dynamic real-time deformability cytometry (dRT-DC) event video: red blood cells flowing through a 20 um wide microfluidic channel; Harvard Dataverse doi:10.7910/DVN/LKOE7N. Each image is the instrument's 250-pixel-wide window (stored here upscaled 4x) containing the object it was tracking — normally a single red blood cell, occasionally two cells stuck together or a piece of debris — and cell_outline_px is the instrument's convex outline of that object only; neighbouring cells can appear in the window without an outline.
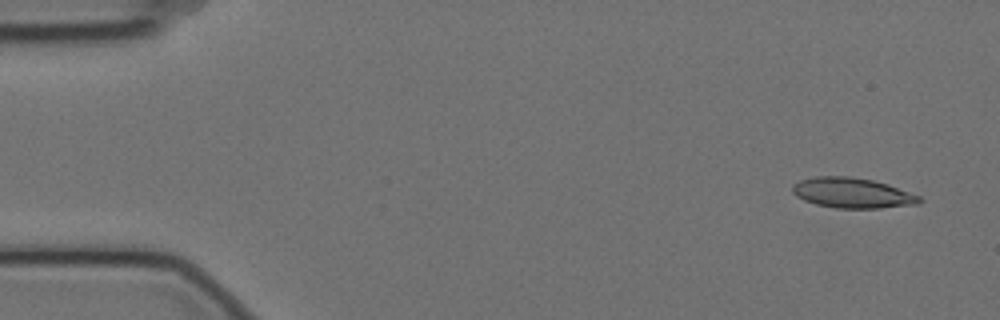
{"species": "Egyptian fruit bat (a non-hibernating species)", "species_latin": "Rousettus aegyptiacus", "temperature_condition": "cold", "stored_images_in_passage": 6, "camera_frame_rate_fps": 3000, "um_per_image_px": 0.085, "animal": {"sex": "female"}, "frame": {"image": 1, "passage_image": 1, "time_ms": 0.0, "image_size_px": [1000, 320], "cell_outline_px": [[924, 200], [920, 204], [880, 208], [836, 208], [816, 204], [804, 200], [796, 196], [792, 192], [792, 184], [800, 180], [816, 176], [848, 176], [872, 180], [888, 184], [920, 196]], "centroid_in_image_um": [72.46, 16.4], "position_along_channel_um": 12.5, "area_um2": 22.48}}
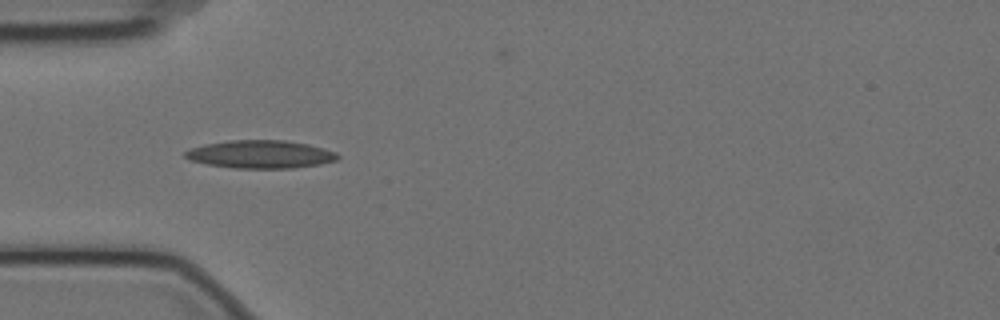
{"frame": {"image": 2, "passage_image": 5, "time_ms": 1.333, "image_size_px": [1000, 320], "cell_outline_px": [[340, 156], [336, 160], [320, 164], [292, 168], [232, 168], [208, 164], [188, 160], [184, 156], [184, 152], [188, 148], [204, 144], [228, 140], [284, 140], [308, 144], [336, 152]], "centroid_in_image_um": [22.09, 13.11], "position_along_channel_um": 62.9, "area_um2": 24.97}}
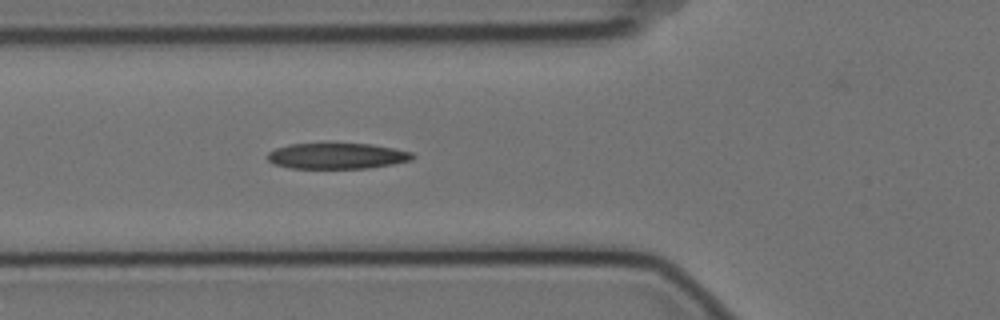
{"frame": {"image": 3, "passage_image": 6, "time_ms": 1.667, "image_size_px": [1000, 320], "cell_outline_px": [[416, 156], [412, 160], [392, 164], [368, 168], [288, 168], [272, 164], [268, 160], [268, 152], [276, 148], [288, 144], [372, 144], [412, 152]], "centroid_in_image_um": [28.63, 13.26], "position_along_channel_um": 97.2, "area_um2": 21.79}}